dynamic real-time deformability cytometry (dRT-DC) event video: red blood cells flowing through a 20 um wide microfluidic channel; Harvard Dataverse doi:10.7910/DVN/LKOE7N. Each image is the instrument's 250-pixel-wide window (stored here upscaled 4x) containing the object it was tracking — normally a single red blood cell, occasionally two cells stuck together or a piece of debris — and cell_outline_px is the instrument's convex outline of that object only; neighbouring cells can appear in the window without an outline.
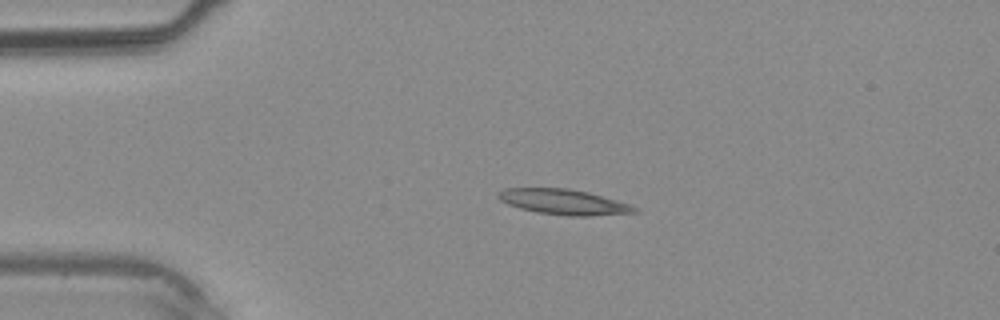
{"species": "common noctule bat (a hibernating species)", "species_latin": "Nyctalus noctula", "temperature_condition": "warm", "stored_images_in_passage": 31, "camera_frame_rate_fps": 3000, "um_per_image_px": 0.085, "animal": {"sex": "male", "body_mass_g": 20.4}, "frame": {"image": 1, "passage_image": 1, "time_ms": 0.0, "image_size_px": [1000, 320], "cell_outline_px": [[640, 212], [588, 216], [568, 216], [536, 212], [520, 208], [508, 204], [500, 200], [496, 196], [496, 192], [504, 188], [568, 188], [588, 192], [616, 200], [640, 208]], "centroid_in_image_um": [47.9, 17.16], "position_along_channel_um": 37.1, "area_um2": 20.23}}
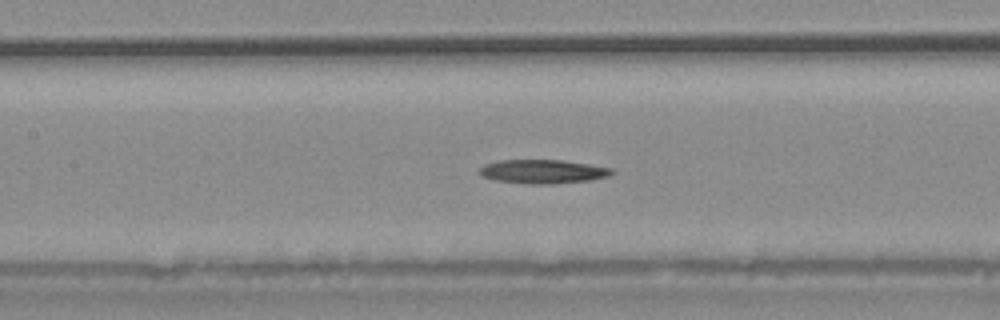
{"frame": {"image": 2, "passage_image": 10, "time_ms": 3.0, "image_size_px": [1000, 320], "cell_outline_px": [[616, 172], [608, 176], [588, 180], [552, 184], [532, 184], [496, 180], [480, 176], [480, 168], [484, 164], [496, 160], [564, 160], [616, 168]], "centroid_in_image_um": [46.18, 14.57], "position_along_channel_um": 161.2, "area_um2": 18.55}}
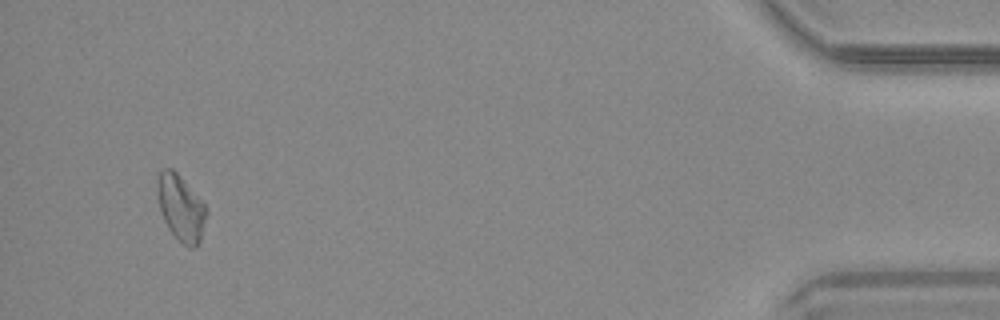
{"frame": {"image": 3, "passage_image": 29, "time_ms": 9.333, "image_size_px": [1000, 320], "cell_outline_px": [[208, 212], [200, 240], [196, 248], [188, 248], [168, 228], [160, 212], [156, 192], [156, 180], [160, 172], [164, 168], [172, 168], [176, 172], [208, 208]], "centroid_in_image_um": [15.36, 17.67], "position_along_channel_um": 419.8, "area_um2": 18.84}}